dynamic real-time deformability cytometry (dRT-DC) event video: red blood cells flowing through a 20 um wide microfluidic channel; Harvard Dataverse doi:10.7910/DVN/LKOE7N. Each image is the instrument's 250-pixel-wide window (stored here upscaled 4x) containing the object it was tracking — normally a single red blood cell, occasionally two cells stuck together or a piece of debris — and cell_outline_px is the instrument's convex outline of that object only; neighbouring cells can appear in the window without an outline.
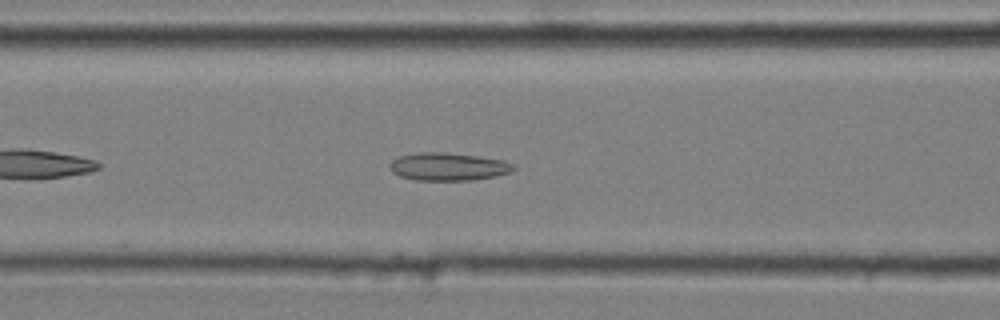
{"species": "common noctule bat (a hibernating species)", "species_latin": "Nyctalus noctula", "temperature_condition": "cold", "stored_images_in_passage": 18, "camera_frame_rate_fps": 3000, "um_per_image_px": 0.085, "animal": {"sex": "male", "body_mass_g": 20.4}, "frame": {"image": 1, "passage_image": 10, "time_ms": 3.0, "image_size_px": [1000, 320], "cell_outline_px": [[516, 168], [512, 172], [496, 176], [472, 180], [416, 180], [400, 176], [392, 172], [388, 168], [388, 164], [392, 160], [400, 156], [420, 152], [444, 152], [476, 156], [504, 160], [516, 164]], "centroid_in_image_um": [38.11, 14.16], "position_along_channel_um": 128.5, "area_um2": 20.23}}
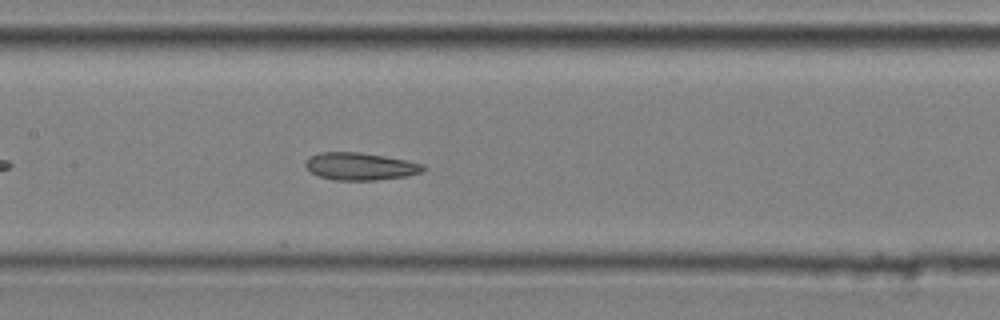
{"frame": {"image": 2, "passage_image": 14, "time_ms": 4.333, "image_size_px": [1000, 320], "cell_outline_px": [[424, 168], [420, 172], [404, 176], [376, 180], [332, 180], [316, 176], [304, 164], [308, 156], [320, 152], [360, 152], [408, 160], [424, 164]], "centroid_in_image_um": [30.57, 14.13], "position_along_channel_um": 176.8, "area_um2": 18.84}}
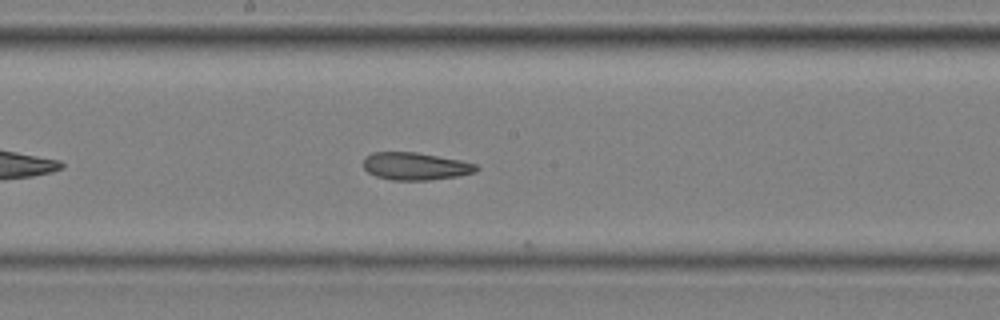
{"frame": {"image": 3, "passage_image": 17, "time_ms": 5.333, "image_size_px": [1000, 320], "cell_outline_px": [[480, 168], [476, 172], [460, 176], [428, 180], [392, 180], [376, 176], [368, 172], [364, 168], [364, 156], [372, 152], [416, 152], [460, 160], [476, 164]], "centroid_in_image_um": [35.32, 14.13], "position_along_channel_um": 212.9, "area_um2": 18.21}}